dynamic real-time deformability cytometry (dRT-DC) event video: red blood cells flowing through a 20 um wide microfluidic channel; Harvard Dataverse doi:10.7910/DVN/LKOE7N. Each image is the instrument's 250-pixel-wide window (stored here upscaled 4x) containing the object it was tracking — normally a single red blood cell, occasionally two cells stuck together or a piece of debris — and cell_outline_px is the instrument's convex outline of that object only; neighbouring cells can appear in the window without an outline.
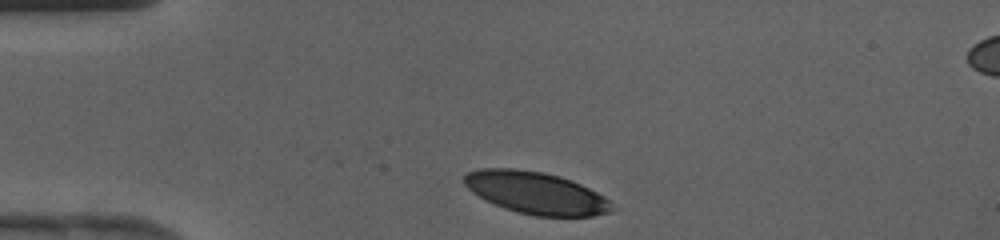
{"species": "human", "species_latin": "Homo sapiens", "temperature_condition": "cold", "stored_images_in_passage": 27, "camera_frame_rate_fps": 3000, "um_per_image_px": 0.085, "donor": {"sex": "female"}, "frame": {"image": 1, "passage_image": 1, "time_ms": 0.0, "image_size_px": [1000, 240], "cell_outline_px": [[616, 208], [612, 212], [592, 216], [536, 216], [516, 212], [504, 208], [484, 200], [472, 192], [464, 184], [464, 176], [468, 172], [480, 168], [512, 168], [544, 172], [560, 176], [580, 184], [604, 196]], "centroid_in_image_um": [45.55, 16.4], "position_along_channel_um": 39.4, "area_um2": 36.36}}
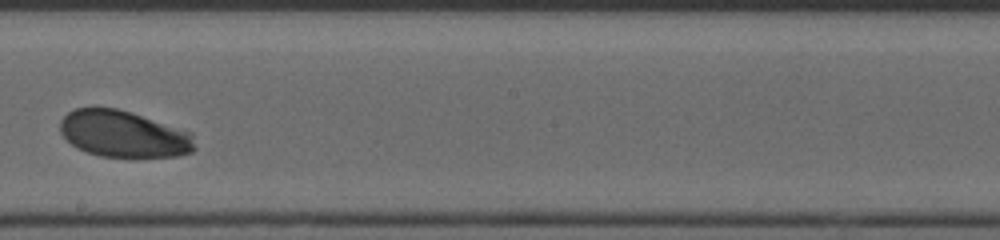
{"frame": {"image": 2, "passage_image": 16, "time_ms": 5.0, "image_size_px": [1000, 240], "cell_outline_px": [[196, 148], [192, 152], [180, 156], [100, 156], [76, 148], [60, 132], [60, 120], [68, 112], [76, 108], [116, 108], [192, 132]], "centroid_in_image_um": [10.51, 11.39], "position_along_channel_um": 237.7, "area_um2": 36.18}}
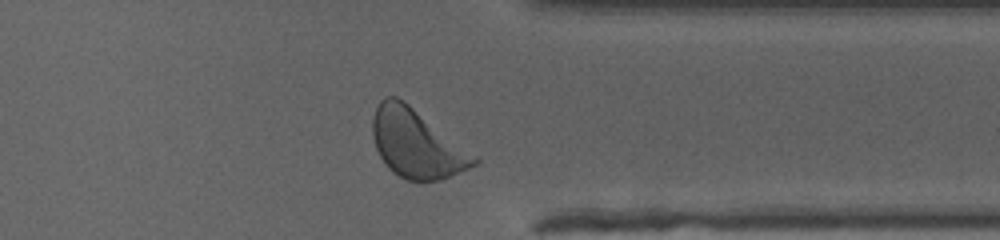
{"frame": {"image": 3, "passage_image": 25, "time_ms": 8.0, "image_size_px": [1000, 240], "cell_outline_px": [[480, 164], [440, 180], [404, 180], [392, 172], [388, 168], [380, 156], [376, 148], [372, 136], [372, 116], [380, 100], [384, 96], [396, 96], [404, 100], [476, 156], [480, 160]], "centroid_in_image_um": [35.38, 12.2], "position_along_channel_um": 376.0, "area_um2": 40.34}}